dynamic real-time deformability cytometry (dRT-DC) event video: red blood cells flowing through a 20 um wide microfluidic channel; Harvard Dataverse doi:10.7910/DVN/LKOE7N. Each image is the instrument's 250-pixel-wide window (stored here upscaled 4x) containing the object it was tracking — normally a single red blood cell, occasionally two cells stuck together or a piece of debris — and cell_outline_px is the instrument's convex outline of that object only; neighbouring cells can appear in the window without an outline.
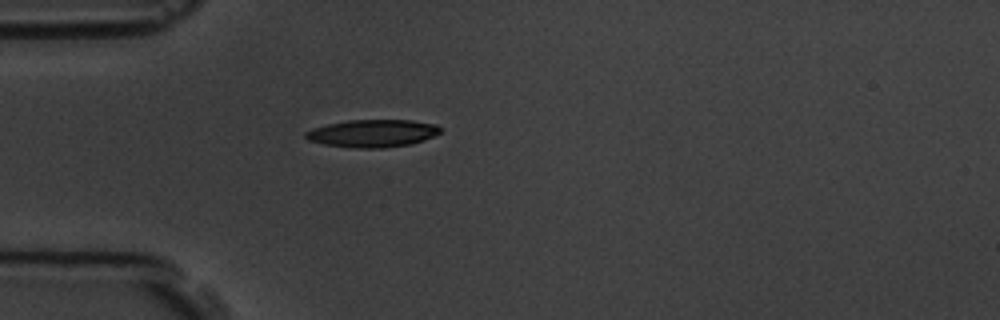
{"species": "common noctule bat (a hibernating species)", "species_latin": "Nyctalus noctula", "temperature_condition": "room temperature", "stored_images_in_passage": 1, "camera_frame_rate_fps": 3000, "um_per_image_px": 0.085, "animal": {"sex": "male", "body_mass_g": 19.5, "forearm_length_mm": 54.6}, "frame": {"image": 1, "passage_image": 1, "time_ms": 0.0, "image_size_px": [1000, 320], "cell_outline_px": [[440, 132], [424, 140], [408, 144], [384, 148], [356, 148], [324, 144], [308, 140], [304, 136], [304, 132], [312, 128], [328, 124], [348, 120], [412, 120], [436, 124], [440, 128]], "centroid_in_image_um": [31.64, 11.33], "position_along_channel_um": 53.4, "area_um2": 21.56}}